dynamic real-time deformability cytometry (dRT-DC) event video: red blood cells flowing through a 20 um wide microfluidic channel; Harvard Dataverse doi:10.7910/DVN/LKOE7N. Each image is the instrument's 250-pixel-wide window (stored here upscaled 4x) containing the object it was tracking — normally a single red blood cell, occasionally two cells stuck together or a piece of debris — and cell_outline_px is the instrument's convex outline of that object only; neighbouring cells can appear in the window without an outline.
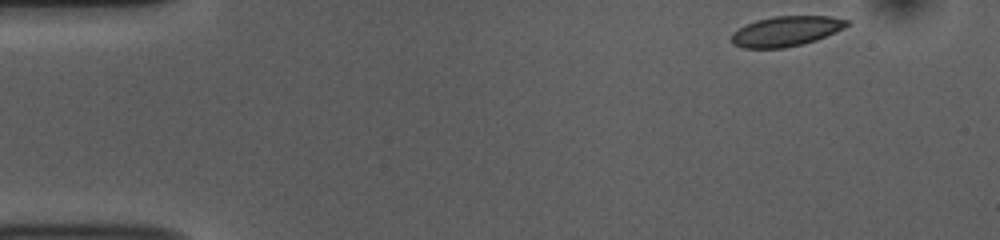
{"species": "common noctule bat (a hibernating species)", "species_latin": "Nyctalus noctula", "temperature_condition": "room temperature", "stored_images_in_passage": 49, "camera_frame_rate_fps": 3000, "um_per_image_px": 0.085, "animal": {"sex": "female", "body_mass_g": 10.0, "forearm_length_mm": 53.1}, "frame": {"image": 1, "passage_image": 1, "time_ms": 0.0, "image_size_px": [1000, 240], "cell_outline_px": [[848, 24], [844, 28], [816, 40], [784, 48], [744, 48], [732, 44], [732, 32], [756, 20], [776, 16], [832, 16], [848, 20]], "centroid_in_image_um": [66.81, 2.65], "position_along_channel_um": 18.2, "area_um2": 20.0}}
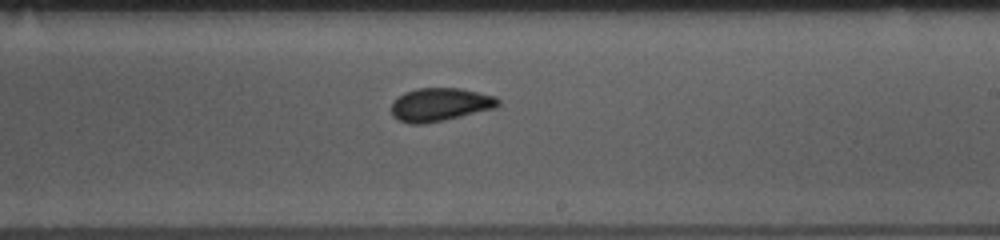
{"frame": {"image": 2, "passage_image": 27, "time_ms": 8.667, "image_size_px": [1000, 240], "cell_outline_px": [[500, 104], [496, 108], [444, 120], [424, 124], [408, 124], [392, 116], [392, 100], [404, 92], [416, 88], [460, 88], [496, 96], [500, 100]], "centroid_in_image_um": [37.4, 8.88], "position_along_channel_um": 251.6, "area_um2": 20.87}}
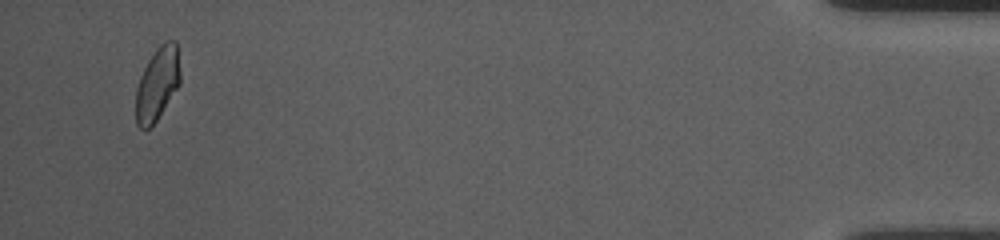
{"frame": {"image": 3, "passage_image": 47, "time_ms": 15.333, "image_size_px": [1000, 240], "cell_outline_px": [[180, 84], [156, 120], [148, 128], [140, 128], [136, 124], [136, 88], [140, 76], [148, 60], [156, 48], [160, 44], [168, 40], [176, 40], [180, 72]], "centroid_in_image_um": [13.37, 7.1], "position_along_channel_um": 421.8, "area_um2": 18.79}, "authors_computed_cell_mechanics": {"area_um2": 20.0566, "velocity_mm_per_s": 3.7316, "shape_relaxation_time_tau1_ms": 5.5123, "shape_relaxation_time_tau2_ms": 1.5931, "deformation_change_tau1": 0.128, "deformation_change_tau2": 0.0443}}